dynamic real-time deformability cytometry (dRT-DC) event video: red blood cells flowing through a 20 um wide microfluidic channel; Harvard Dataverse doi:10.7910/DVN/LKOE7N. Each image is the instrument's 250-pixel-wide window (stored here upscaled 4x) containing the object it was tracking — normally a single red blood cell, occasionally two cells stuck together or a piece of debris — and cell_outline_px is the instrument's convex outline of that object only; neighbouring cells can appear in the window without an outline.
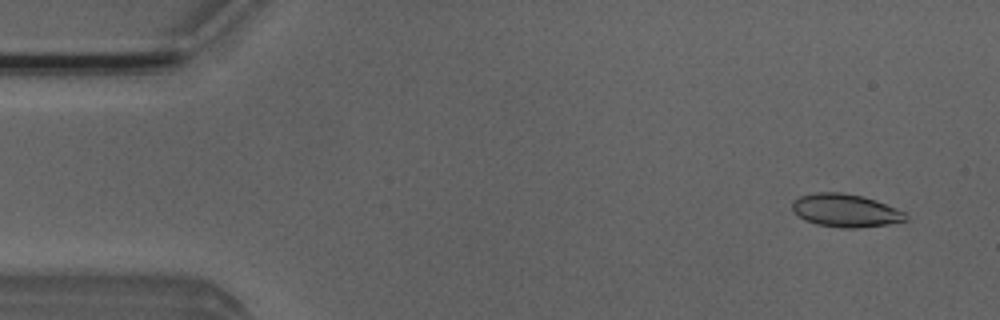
{"species": "Egyptian fruit bat (a non-hibernating species)", "species_latin": "Rousettus aegyptiacus", "temperature_condition": "room temperature", "stored_images_in_passage": 46, "camera_frame_rate_fps": 3000, "um_per_image_px": 0.085, "animal": {"sex": "male"}, "frame": {"image": 1, "passage_image": 3, "time_ms": 0.667, "image_size_px": [1000, 320], "cell_outline_px": [[908, 220], [888, 224], [856, 228], [840, 228], [816, 224], [804, 220], [792, 212], [792, 200], [800, 196], [816, 192], [840, 192], [864, 196], [876, 200], [896, 208], [904, 212], [908, 216]], "centroid_in_image_um": [71.84, 17.89], "position_along_channel_um": 13.2, "area_um2": 22.08}}
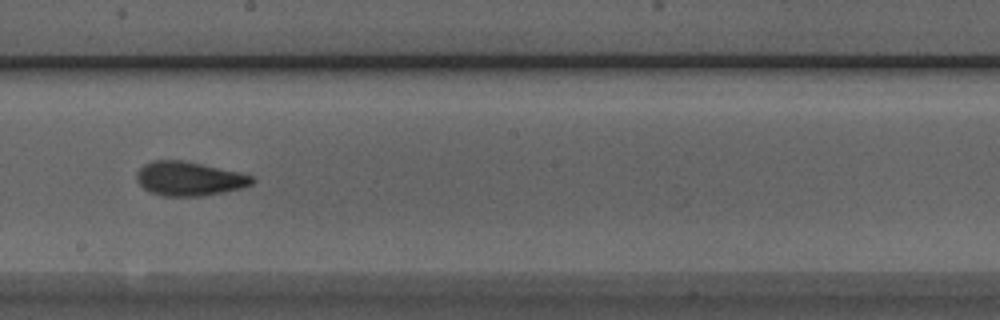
{"frame": {"image": 2, "passage_image": 28, "time_ms": 9.0, "image_size_px": [1000, 320], "cell_outline_px": [[256, 180], [252, 184], [240, 188], [200, 196], [160, 196], [144, 188], [136, 180], [136, 172], [144, 164], [152, 160], [180, 160], [240, 172], [252, 176]], "centroid_in_image_um": [16.05, 15.18], "position_along_channel_um": 232.2, "area_um2": 22.72}}
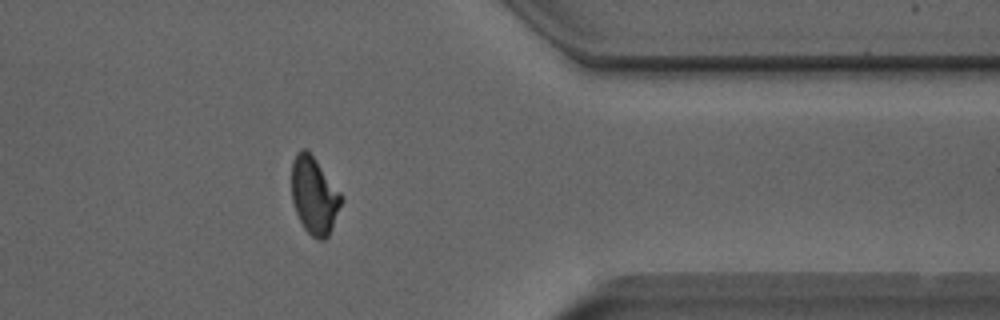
{"frame": {"image": 3, "passage_image": 41, "time_ms": 13.333, "image_size_px": [1000, 320], "cell_outline_px": [[344, 200], [328, 236], [324, 240], [316, 240], [304, 228], [296, 212], [292, 200], [292, 160], [296, 152], [300, 148], [304, 148], [316, 160], [340, 192]], "centroid_in_image_um": [26.71, 16.63], "position_along_channel_um": 384.7, "area_um2": 22.25}, "authors_computed_cell_mechanics": {"area_um2": 22.253, "velocity_mm_per_s": 3.9278, "shape_relaxation_time_tau1_ms": 3.6897, "shape_relaxation_time_tau2_ms": 1.5228, "deformation_change_tau1": 0.144, "deformation_change_tau2": 0.066}}